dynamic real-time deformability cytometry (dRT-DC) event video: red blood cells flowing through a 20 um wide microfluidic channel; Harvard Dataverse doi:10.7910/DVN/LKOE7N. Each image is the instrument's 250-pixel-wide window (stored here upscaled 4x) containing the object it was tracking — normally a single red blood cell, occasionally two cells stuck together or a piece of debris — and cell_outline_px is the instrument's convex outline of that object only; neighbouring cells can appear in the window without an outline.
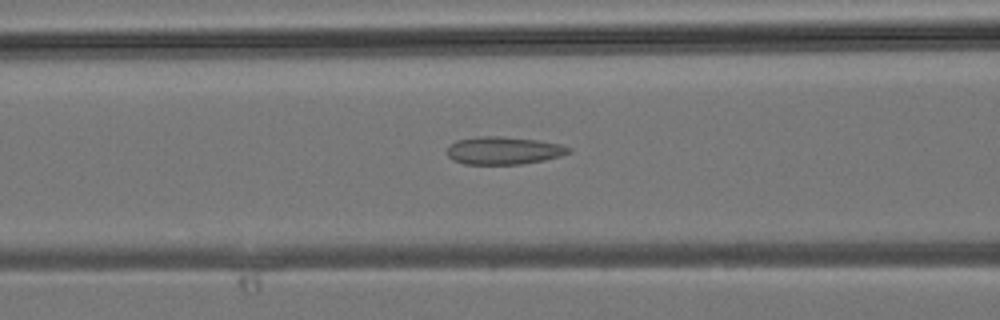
{"species": "common noctule bat (a hibernating species)", "species_latin": "Nyctalus noctula", "temperature_condition": "room temperature", "stored_images_in_passage": 30, "camera_frame_rate_fps": 3000, "um_per_image_px": 0.085, "animal": {"sex": "male", "body_mass_g": 19.2, "forearm_length_mm": 51.8}, "frame": {"image": 1, "passage_image": 8, "time_ms": 2.333, "image_size_px": [1000, 320], "cell_outline_px": [[572, 152], [560, 156], [544, 160], [520, 164], [464, 164], [452, 160], [448, 156], [448, 144], [456, 140], [476, 136], [500, 136], [536, 140], [560, 144], [572, 148]], "centroid_in_image_um": [42.79, 12.79], "position_along_channel_um": 123.8, "area_um2": 19.77}}
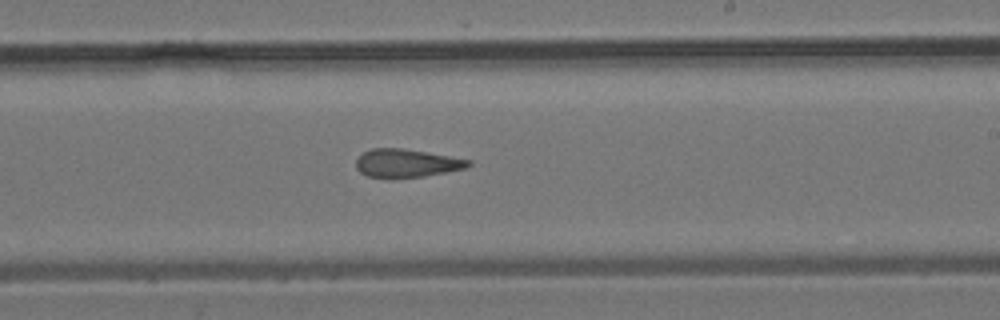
{"frame": {"image": 2, "passage_image": 15, "time_ms": 4.667, "image_size_px": [1000, 320], "cell_outline_px": [[472, 164], [464, 168], [424, 176], [368, 176], [360, 172], [356, 168], [356, 160], [364, 152], [372, 148], [404, 148], [472, 160]], "centroid_in_image_um": [34.57, 13.84], "position_along_channel_um": 254.4, "area_um2": 17.92}}
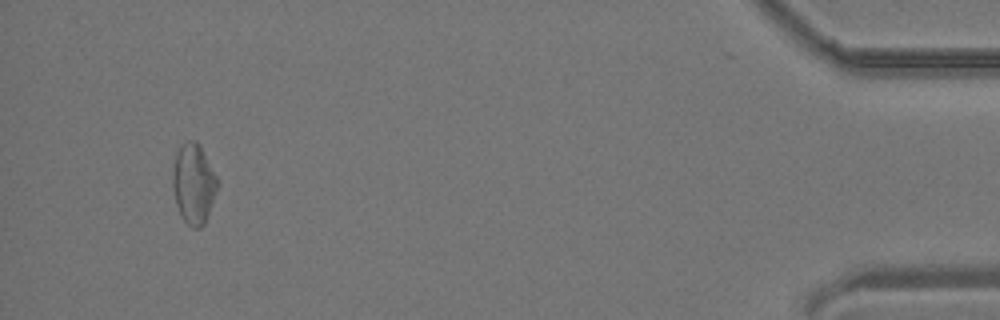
{"frame": {"image": 3, "passage_image": 28, "time_ms": 9.0, "image_size_px": [1000, 320], "cell_outline_px": [[220, 184], [204, 224], [200, 228], [192, 228], [180, 216], [176, 204], [172, 184], [172, 168], [176, 152], [188, 140], [196, 140], [200, 144], [220, 180]], "centroid_in_image_um": [16.48, 15.61], "position_along_channel_um": 418.7, "area_um2": 21.33}}